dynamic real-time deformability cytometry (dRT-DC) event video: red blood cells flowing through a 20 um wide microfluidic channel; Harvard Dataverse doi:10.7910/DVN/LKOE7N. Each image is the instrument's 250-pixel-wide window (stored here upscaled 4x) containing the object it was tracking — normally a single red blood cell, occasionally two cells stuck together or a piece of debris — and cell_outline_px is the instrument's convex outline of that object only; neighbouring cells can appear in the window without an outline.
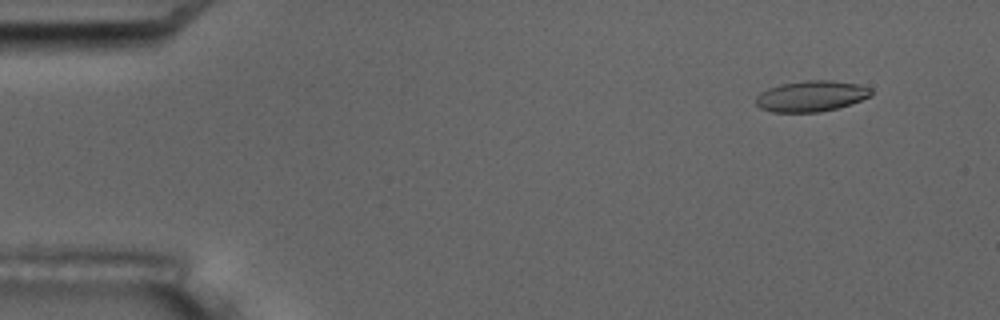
{"species": "common noctule bat (a hibernating species)", "species_latin": "Nyctalus noctula", "temperature_condition": "room temperature", "stored_images_in_passage": 6, "camera_frame_rate_fps": 3000, "um_per_image_px": 0.085, "animal": {"sex": "male", "body_mass_g": 17.5, "forearm_length_mm": 52.3}, "frame": {"image": 1, "passage_image": 2, "time_ms": 1.0, "image_size_px": [1000, 320], "cell_outline_px": [[872, 96], [836, 108], [820, 112], [772, 112], [760, 108], [756, 104], [756, 96], [760, 92], [768, 88], [780, 84], [804, 80], [832, 80], [856, 84], [872, 88]], "centroid_in_image_um": [68.93, 8.16], "position_along_channel_um": 16.1, "area_um2": 20.75}}